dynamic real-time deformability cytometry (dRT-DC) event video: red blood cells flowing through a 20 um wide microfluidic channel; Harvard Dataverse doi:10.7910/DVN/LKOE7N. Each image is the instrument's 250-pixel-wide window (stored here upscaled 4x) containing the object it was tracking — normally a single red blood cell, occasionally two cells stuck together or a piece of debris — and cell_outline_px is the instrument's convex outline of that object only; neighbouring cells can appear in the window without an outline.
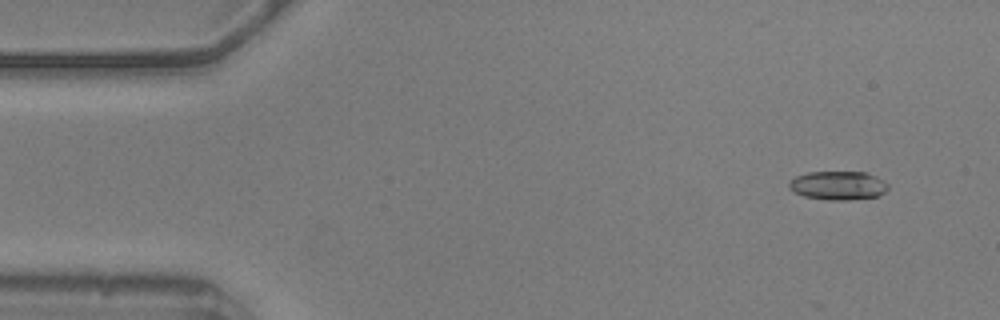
{"species": "common noctule bat (a hibernating species)", "species_latin": "Nyctalus noctula", "temperature_condition": "warm", "stored_images_in_passage": 56, "camera_frame_rate_fps": 3000, "um_per_image_px": 0.085, "animal": {"sex": "male", "body_mass_g": 20.5, "forearm_length_mm": 52.5}, "frame": {"image": 1, "passage_image": 4, "time_ms": 1.0, "image_size_px": [1000, 320], "cell_outline_px": [[888, 188], [884, 192], [876, 196], [848, 200], [828, 200], [804, 196], [792, 192], [788, 188], [788, 184], [796, 176], [808, 172], [864, 172], [876, 176], [884, 180], [888, 184]], "centroid_in_image_um": [71.22, 15.76], "position_along_channel_um": 13.8, "area_um2": 16.59}}
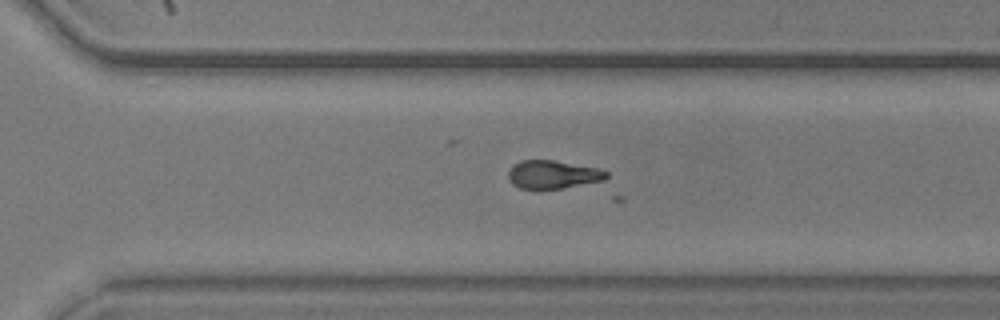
{"frame": {"image": 2, "passage_image": 38, "time_ms": 12.333, "image_size_px": [1000, 320], "cell_outline_px": [[608, 176], [604, 180], [560, 188], [520, 188], [512, 184], [508, 180], [508, 172], [512, 164], [520, 160], [552, 160], [596, 168], [608, 172]], "centroid_in_image_um": [46.94, 14.82], "position_along_channel_um": 323.7, "area_um2": 15.9}}
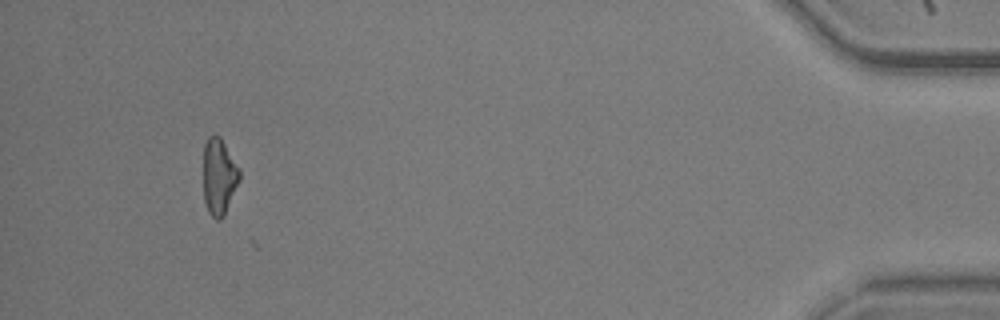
{"frame": {"image": 3, "passage_image": 52, "time_ms": 17.0, "image_size_px": [1000, 320], "cell_outline_px": [[240, 180], [224, 216], [220, 220], [216, 220], [208, 212], [204, 200], [204, 144], [208, 136], [220, 136], [240, 168]], "centroid_in_image_um": [18.63, 15.02], "position_along_channel_um": 416.6, "area_um2": 16.18}}